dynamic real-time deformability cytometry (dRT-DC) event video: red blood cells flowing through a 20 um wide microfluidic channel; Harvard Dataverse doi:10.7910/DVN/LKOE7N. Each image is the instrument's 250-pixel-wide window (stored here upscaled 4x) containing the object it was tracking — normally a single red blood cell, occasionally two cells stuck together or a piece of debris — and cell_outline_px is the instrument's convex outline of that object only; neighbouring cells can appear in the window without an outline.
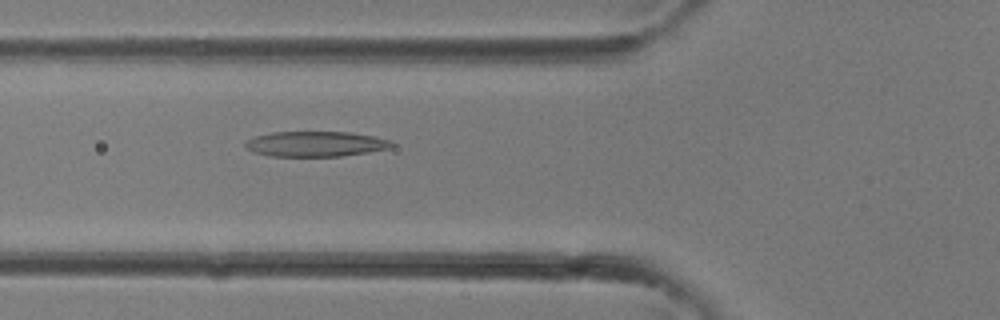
{"species": "common noctule bat (a hibernating species)", "species_latin": "Nyctalus noctula", "temperature_condition": "room temperature", "stored_images_in_passage": 12, "camera_frame_rate_fps": 3000, "um_per_image_px": 0.085, "animal": {"sex": "female"}, "frame": {"image": 1, "passage_image": 12, "time_ms": 3.667, "image_size_px": [1000, 320], "cell_outline_px": [[396, 144], [392, 148], [344, 156], [272, 156], [252, 152], [244, 144], [248, 140], [256, 136], [272, 132], [352, 132], [376, 136], [392, 140]], "centroid_in_image_um": [26.92, 12.23], "position_along_channel_um": 98.9, "area_um2": 21.73}}